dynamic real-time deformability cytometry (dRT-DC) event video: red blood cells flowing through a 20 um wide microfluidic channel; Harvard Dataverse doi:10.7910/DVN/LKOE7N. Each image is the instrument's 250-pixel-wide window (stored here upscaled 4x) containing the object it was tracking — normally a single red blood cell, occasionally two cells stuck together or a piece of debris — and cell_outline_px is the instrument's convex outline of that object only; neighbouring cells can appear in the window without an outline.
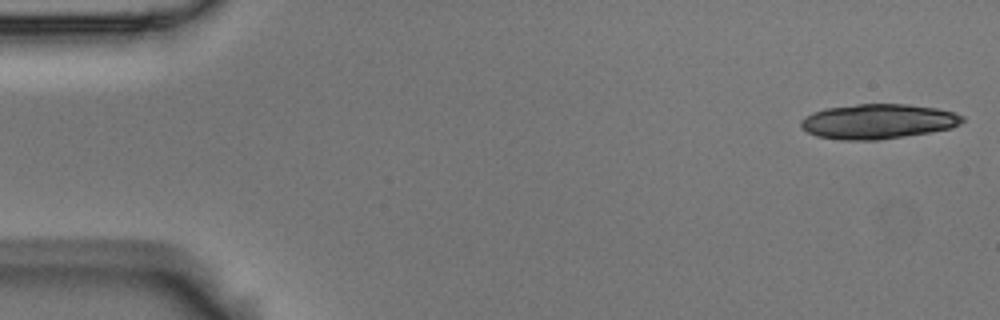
{"species": "Egyptian fruit bat (a non-hibernating species)", "species_latin": "Rousettus aegyptiacus", "temperature_condition": "room temperature", "stored_images_in_passage": 3, "camera_frame_rate_fps": 3000, "um_per_image_px": 0.085, "animal": {"sex": "male"}, "frame": {"image": 1, "passage_image": 1, "time_ms": 0.0, "image_size_px": [1000, 320], "cell_outline_px": [[964, 120], [960, 124], [952, 128], [928, 132], [876, 140], [840, 140], [816, 136], [800, 128], [800, 120], [812, 112], [824, 108], [856, 104], [908, 104], [936, 108], [952, 112], [964, 116]], "centroid_in_image_um": [74.58, 10.31], "position_along_channel_um": 10.4, "area_um2": 32.83}}